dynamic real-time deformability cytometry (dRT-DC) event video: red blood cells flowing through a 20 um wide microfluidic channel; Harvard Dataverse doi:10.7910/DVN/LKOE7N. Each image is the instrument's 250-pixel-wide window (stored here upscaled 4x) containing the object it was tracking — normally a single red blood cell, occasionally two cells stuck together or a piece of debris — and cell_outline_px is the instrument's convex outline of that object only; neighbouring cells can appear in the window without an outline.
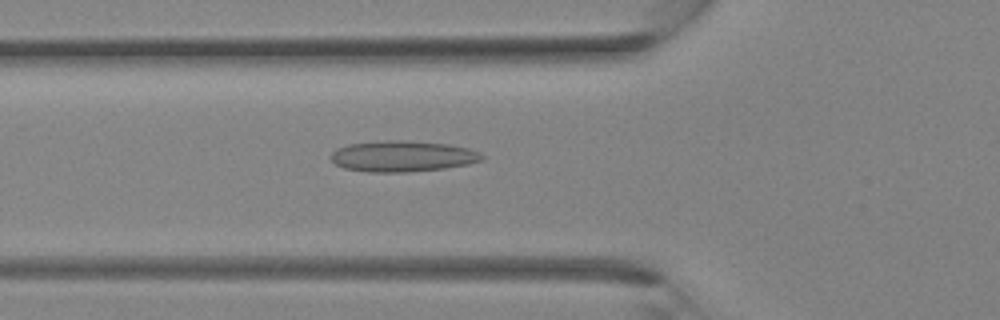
{"species": "Egyptian fruit bat (a non-hibernating species)", "species_latin": "Rousettus aegyptiacus", "temperature_condition": "room temperature", "stored_images_in_passage": 35, "camera_frame_rate_fps": 3000, "um_per_image_px": 0.085, "animal": {"sex": "female"}, "frame": {"image": 1, "passage_image": 13, "time_ms": 4.0, "image_size_px": [1000, 320], "cell_outline_px": [[484, 156], [480, 160], [468, 164], [444, 168], [408, 172], [368, 172], [344, 168], [336, 164], [328, 156], [336, 148], [348, 144], [388, 140], [400, 140], [448, 144], [468, 148], [480, 152]], "centroid_in_image_um": [34.18, 13.28], "position_along_channel_um": 91.6, "area_um2": 27.22}}
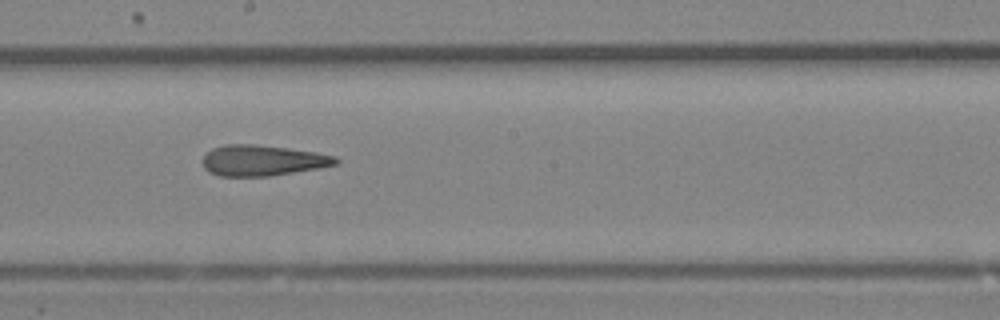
{"frame": {"image": 2, "passage_image": 20, "time_ms": 6.333, "image_size_px": [1000, 320], "cell_outline_px": [[340, 164], [320, 168], [268, 176], [220, 176], [208, 172], [204, 168], [200, 160], [212, 148], [224, 144], [256, 144], [288, 148], [316, 152], [336, 156], [340, 160]], "centroid_in_image_um": [22.32, 13.63], "position_along_channel_um": 225.9, "area_um2": 24.16}}
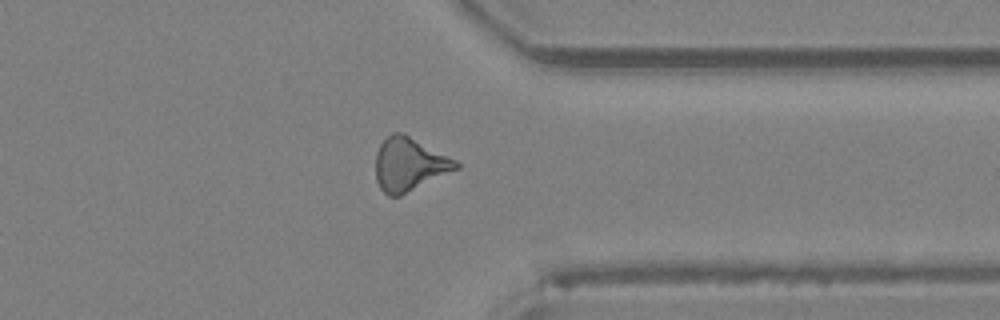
{"frame": {"image": 3, "passage_image": 28, "time_ms": 9.0, "image_size_px": [1000, 320], "cell_outline_px": [[460, 168], [400, 196], [388, 196], [380, 188], [376, 180], [376, 152], [380, 144], [392, 132], [400, 132], [456, 160], [460, 164]], "centroid_in_image_um": [34.77, 13.99], "position_along_channel_um": 376.6, "area_um2": 24.68}}